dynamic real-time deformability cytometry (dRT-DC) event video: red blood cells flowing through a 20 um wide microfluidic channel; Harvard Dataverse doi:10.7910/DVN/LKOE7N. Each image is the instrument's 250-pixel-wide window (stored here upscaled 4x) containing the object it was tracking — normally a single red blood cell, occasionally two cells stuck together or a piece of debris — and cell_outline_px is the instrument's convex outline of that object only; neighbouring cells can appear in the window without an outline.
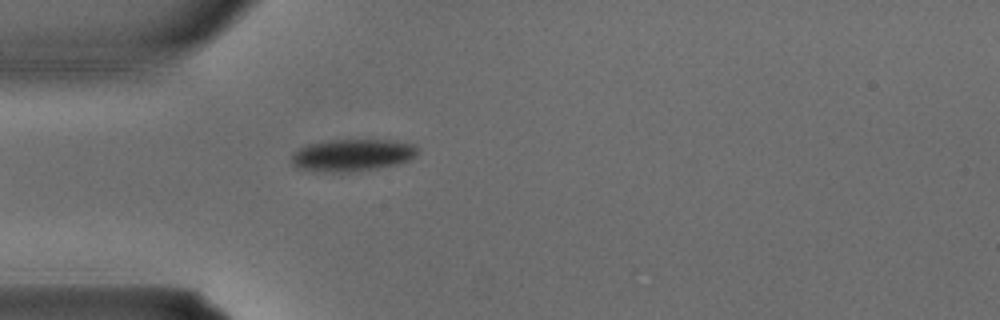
{"species": "common noctule bat (a hibernating species)", "species_latin": "Nyctalus noctula", "temperature_condition": "warm", "stored_images_in_passage": 3, "camera_frame_rate_fps": 3000, "um_per_image_px": 0.085, "animal": {"sex": "male", "body_mass_g": 15.6}, "frame": {"image": 1, "passage_image": 3, "time_ms": 0.667, "image_size_px": [1000, 320], "cell_outline_px": [[420, 148], [416, 156], [408, 160], [396, 164], [376, 168], [348, 172], [312, 172], [296, 168], [292, 164], [292, 152], [308, 144], [328, 140], [396, 140], [416, 144]], "centroid_in_image_um": [29.94, 13.18], "position_along_channel_um": 55.1, "area_um2": 23.99}}